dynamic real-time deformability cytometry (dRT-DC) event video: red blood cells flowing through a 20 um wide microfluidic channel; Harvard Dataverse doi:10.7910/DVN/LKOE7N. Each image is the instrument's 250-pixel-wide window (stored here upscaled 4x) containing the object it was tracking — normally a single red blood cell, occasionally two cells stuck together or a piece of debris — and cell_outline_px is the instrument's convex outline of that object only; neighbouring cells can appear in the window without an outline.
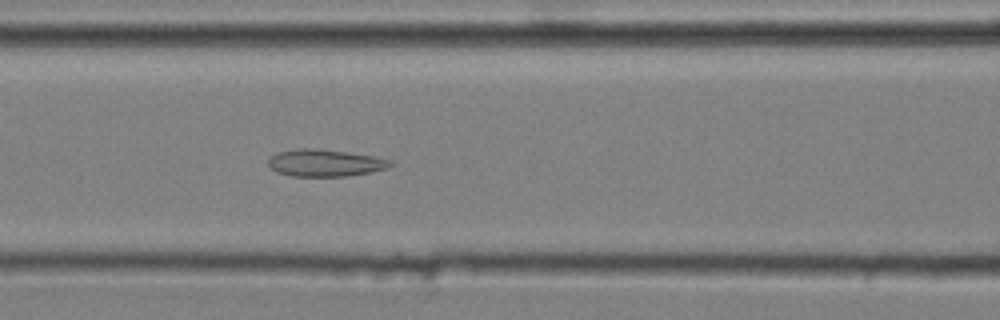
{"species": "common noctule bat (a hibernating species)", "species_latin": "Nyctalus noctula", "temperature_condition": "cold", "stored_images_in_passage": 53, "camera_frame_rate_fps": 3000, "um_per_image_px": 0.085, "animal": {"sex": "male", "body_mass_g": 20.4}, "frame": {"image": 1, "passage_image": 23, "time_ms": 7.333, "image_size_px": [1000, 320], "cell_outline_px": [[392, 164], [388, 168], [372, 172], [348, 176], [292, 176], [276, 172], [268, 164], [268, 160], [272, 156], [280, 152], [300, 148], [316, 148], [376, 156], [392, 160]], "centroid_in_image_um": [27.67, 13.85], "position_along_channel_um": 138.9, "area_um2": 19.25}}
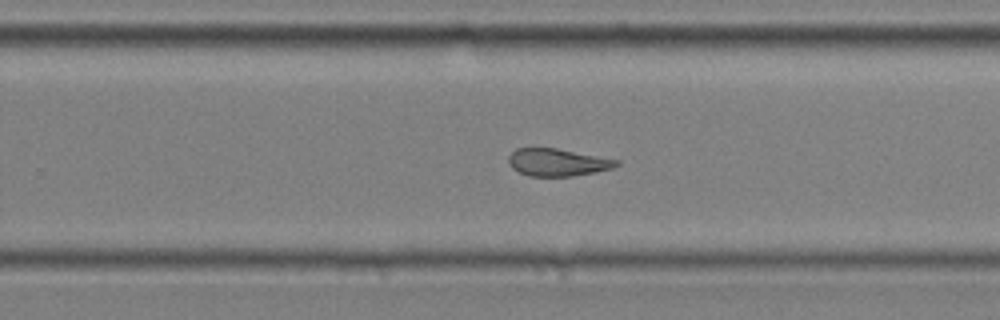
{"frame": {"image": 2, "passage_image": 35, "time_ms": 11.333, "image_size_px": [1000, 320], "cell_outline_px": [[620, 164], [612, 168], [596, 172], [572, 176], [528, 176], [512, 168], [508, 164], [508, 156], [516, 148], [556, 148], [620, 160]], "centroid_in_image_um": [47.38, 13.8], "position_along_channel_um": 282.4, "area_um2": 17.28}}
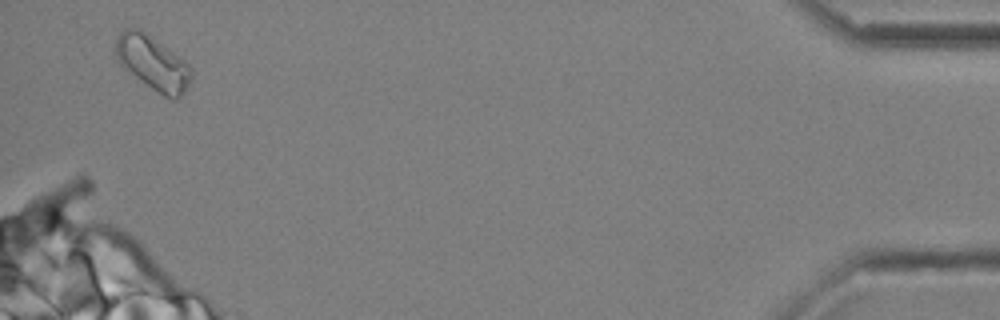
{"frame": {"image": 3, "passage_image": 52, "time_ms": 17.0, "image_size_px": [1000, 320], "cell_outline_px": [[192, 76], [180, 100], [172, 100], [164, 96], [128, 72], [120, 64], [116, 56], [116, 36], [120, 32], [128, 28], [140, 28], [168, 48], [184, 60], [188, 64], [192, 72]], "centroid_in_image_um": [12.99, 5.35], "position_along_channel_um": 422.2, "area_um2": 23.76}, "authors_computed_cell_mechanics": {"area_um2": 20.0566, "velocity_mm_per_s": 3.5989, "shape_relaxation_time_tau1_ms": null, "shape_relaxation_time_tau2_ms": 2.5993, "deformation_change_tau1": null, "deformation_change_tau2": 0.1132}}